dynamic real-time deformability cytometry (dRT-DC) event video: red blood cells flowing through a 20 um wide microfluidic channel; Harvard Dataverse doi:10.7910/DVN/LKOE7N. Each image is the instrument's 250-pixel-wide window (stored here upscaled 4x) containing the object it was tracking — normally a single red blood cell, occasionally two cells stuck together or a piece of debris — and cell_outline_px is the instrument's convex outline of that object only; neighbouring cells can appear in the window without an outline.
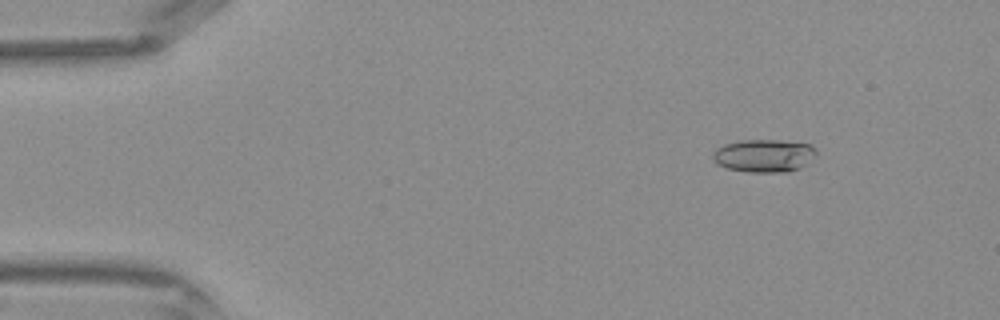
{"species": "Egyptian fruit bat (a non-hibernating species)", "species_latin": "Rousettus aegyptiacus", "temperature_condition": "warm", "stored_images_in_passage": 43, "camera_frame_rate_fps": 3000, "um_per_image_px": 0.085, "frame": {"image": 1, "passage_image": 6, "time_ms": 1.667, "image_size_px": [1000, 320], "cell_outline_px": [[816, 152], [800, 168], [788, 172], [748, 172], [728, 168], [716, 164], [712, 160], [712, 152], [716, 148], [724, 144], [740, 140], [780, 140], [812, 144], [816, 148]], "centroid_in_image_um": [64.89, 13.22], "position_along_channel_um": 20.1, "area_um2": 19.88}}
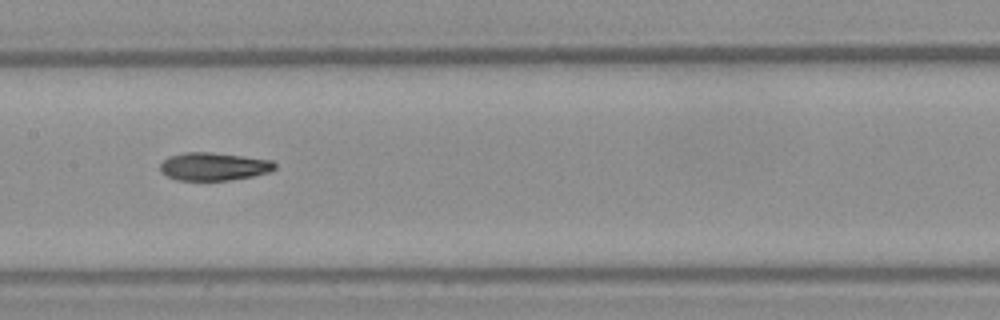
{"frame": {"image": 2, "passage_image": 22, "time_ms": 7.0, "image_size_px": [1000, 320], "cell_outline_px": [[276, 168], [272, 172], [252, 176], [228, 180], [176, 180], [160, 172], [160, 164], [168, 156], [184, 152], [212, 152], [272, 160], [276, 164]], "centroid_in_image_um": [18.17, 14.15], "position_along_channel_um": 189.2, "area_um2": 18.79}}
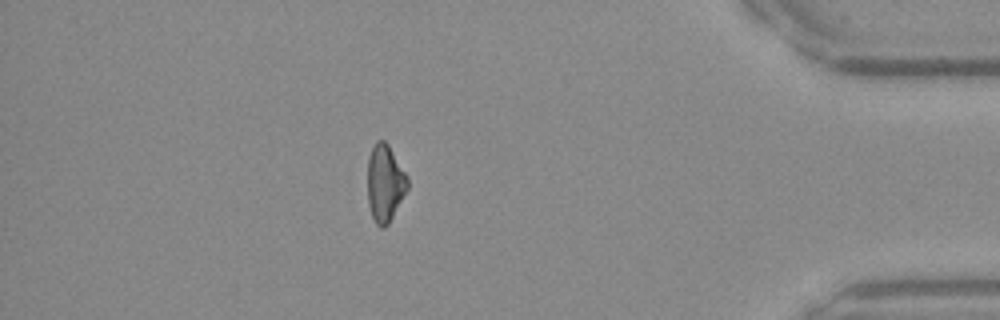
{"frame": {"image": 3, "passage_image": 38, "time_ms": 12.333, "image_size_px": [1000, 320], "cell_outline_px": [[408, 188], [388, 224], [384, 228], [380, 228], [376, 224], [372, 216], [368, 204], [368, 156], [376, 140], [384, 140], [388, 144], [408, 176]], "centroid_in_image_um": [32.72, 15.56], "position_along_channel_um": 402.5, "area_um2": 17.98}}